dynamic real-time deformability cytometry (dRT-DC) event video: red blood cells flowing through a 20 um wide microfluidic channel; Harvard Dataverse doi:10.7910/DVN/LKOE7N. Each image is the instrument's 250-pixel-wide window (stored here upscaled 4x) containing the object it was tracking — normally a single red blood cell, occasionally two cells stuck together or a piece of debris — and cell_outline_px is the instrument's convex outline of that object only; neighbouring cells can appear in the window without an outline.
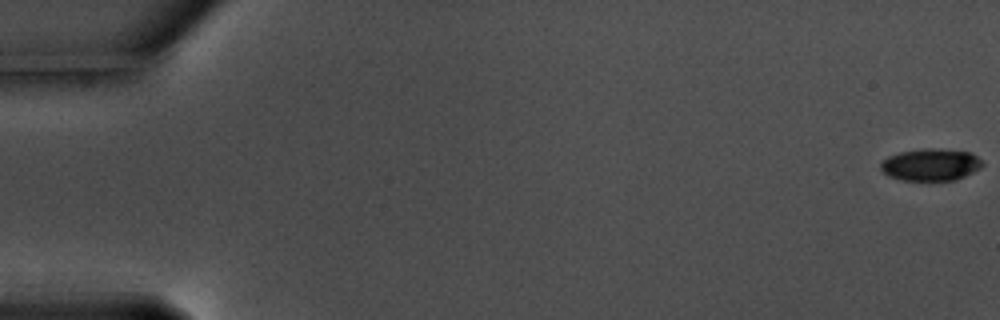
{"species": "common noctule bat (a hibernating species)", "species_latin": "Nyctalus noctula", "temperature_condition": "warm", "stored_images_in_passage": 9, "camera_frame_rate_fps": 3000, "um_per_image_px": 0.085, "animal": {"sex": "male", "body_mass_g": 17.5, "forearm_length_mm": 52.3}, "frame": {"image": 1, "passage_image": 1, "time_ms": 0.0, "image_size_px": [1000, 320], "cell_outline_px": [[984, 164], [980, 168], [956, 180], [904, 180], [888, 176], [880, 168], [880, 164], [888, 156], [900, 152], [924, 148], [940, 148], [972, 152]], "centroid_in_image_um": [79.12, 13.98], "position_along_channel_um": 5.9, "area_um2": 19.02}}